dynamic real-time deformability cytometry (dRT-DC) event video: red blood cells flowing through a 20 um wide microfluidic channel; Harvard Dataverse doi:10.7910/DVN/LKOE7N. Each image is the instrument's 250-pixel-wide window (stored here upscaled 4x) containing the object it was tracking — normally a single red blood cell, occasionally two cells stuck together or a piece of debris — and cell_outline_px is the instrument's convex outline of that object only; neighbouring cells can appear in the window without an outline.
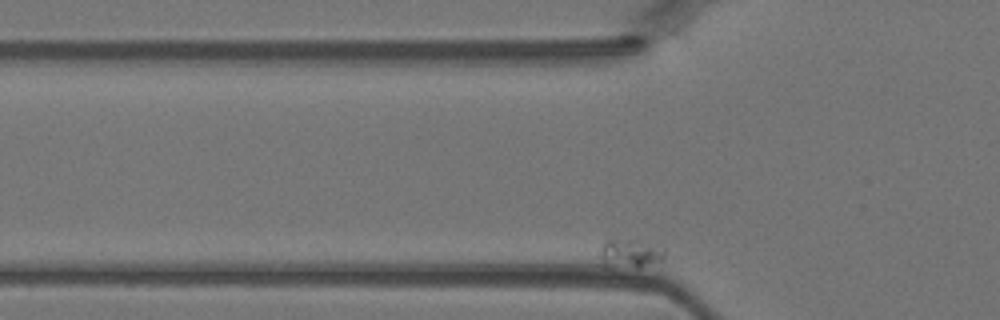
{"species": "Egyptian fruit bat (a non-hibernating species)", "species_latin": "Rousettus aegyptiacus", "temperature_condition": "warm", "stored_images_in_passage": 35, "camera_frame_rate_fps": 3000, "um_per_image_px": 0.085, "animal": {"sex": "female"}, "frame": {"image": 1, "passage_image": 2, "time_ms": 0.333, "image_size_px": [1000, 320], "cell_outline_px": [[664, 260], [636, 268], [604, 268], [600, 260], [600, 248], [604, 240], [636, 240], [664, 248]], "centroid_in_image_um": [53.49, 21.59], "position_along_channel_um": 72.3, "area_um2": 11.1}}
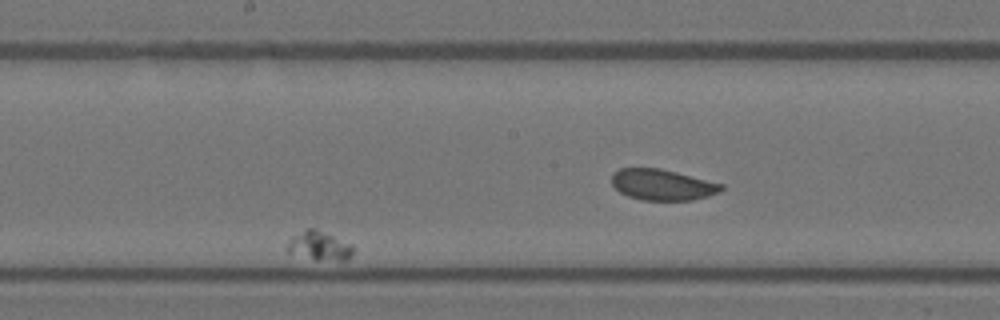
{"frame": {"image": 2, "passage_image": 19, "time_ms": 6.0, "image_size_px": [1000, 320], "cell_outline_px": [[352, 252], [348, 260], [316, 260], [288, 252], [288, 240], [292, 236], [308, 228], [316, 228], [352, 244]], "centroid_in_image_um": [27.14, 20.89], "position_along_channel_um": 221.1, "area_um2": 11.04}}
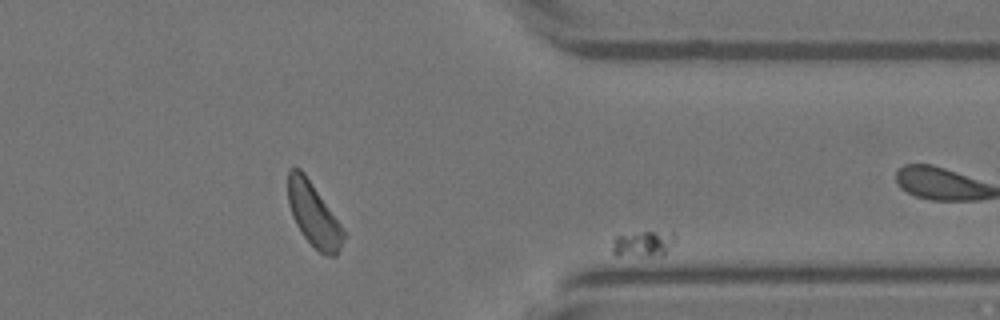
{"frame": {"image": 3, "passage_image": 33, "time_ms": 10.667, "image_size_px": [1000, 320], "cell_outline_px": [[676, 240], [664, 256], [616, 256], [612, 252], [612, 240], [616, 236], [672, 228], [676, 236]], "centroid_in_image_um": [54.76, 20.7], "position_along_channel_um": 356.6, "area_um2": 10.17}}